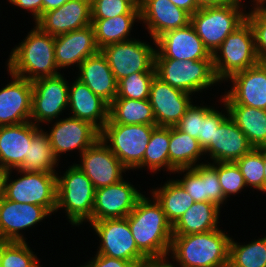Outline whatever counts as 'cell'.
I'll return each mask as SVG.
<instances>
[{
	"mask_svg": "<svg viewBox=\"0 0 266 267\" xmlns=\"http://www.w3.org/2000/svg\"><path fill=\"white\" fill-rule=\"evenodd\" d=\"M220 267H240V266L236 265L233 261H231L228 258Z\"/></svg>",
	"mask_w": 266,
	"mask_h": 267,
	"instance_id": "9f6ffc18",
	"label": "cell"
},
{
	"mask_svg": "<svg viewBox=\"0 0 266 267\" xmlns=\"http://www.w3.org/2000/svg\"><path fill=\"white\" fill-rule=\"evenodd\" d=\"M92 19H109L119 15H140L133 0H91Z\"/></svg>",
	"mask_w": 266,
	"mask_h": 267,
	"instance_id": "b9f144b4",
	"label": "cell"
},
{
	"mask_svg": "<svg viewBox=\"0 0 266 267\" xmlns=\"http://www.w3.org/2000/svg\"><path fill=\"white\" fill-rule=\"evenodd\" d=\"M229 117L246 135L253 148L266 146V110L226 104Z\"/></svg>",
	"mask_w": 266,
	"mask_h": 267,
	"instance_id": "1f68e13d",
	"label": "cell"
},
{
	"mask_svg": "<svg viewBox=\"0 0 266 267\" xmlns=\"http://www.w3.org/2000/svg\"><path fill=\"white\" fill-rule=\"evenodd\" d=\"M200 7L226 5L234 0H197Z\"/></svg>",
	"mask_w": 266,
	"mask_h": 267,
	"instance_id": "816d5d0a",
	"label": "cell"
},
{
	"mask_svg": "<svg viewBox=\"0 0 266 267\" xmlns=\"http://www.w3.org/2000/svg\"><path fill=\"white\" fill-rule=\"evenodd\" d=\"M169 144L170 127L157 126L148 142L143 161L142 170H149L155 175L161 170L169 175Z\"/></svg>",
	"mask_w": 266,
	"mask_h": 267,
	"instance_id": "d590c367",
	"label": "cell"
},
{
	"mask_svg": "<svg viewBox=\"0 0 266 267\" xmlns=\"http://www.w3.org/2000/svg\"><path fill=\"white\" fill-rule=\"evenodd\" d=\"M156 72H135L117 82V96L135 100L149 99L150 88Z\"/></svg>",
	"mask_w": 266,
	"mask_h": 267,
	"instance_id": "ab89813d",
	"label": "cell"
},
{
	"mask_svg": "<svg viewBox=\"0 0 266 267\" xmlns=\"http://www.w3.org/2000/svg\"><path fill=\"white\" fill-rule=\"evenodd\" d=\"M155 71L156 76L170 86L201 98L200 93L211 91L214 86L220 87L221 84L216 78L212 59L184 61L155 58Z\"/></svg>",
	"mask_w": 266,
	"mask_h": 267,
	"instance_id": "52a82bcc",
	"label": "cell"
},
{
	"mask_svg": "<svg viewBox=\"0 0 266 267\" xmlns=\"http://www.w3.org/2000/svg\"><path fill=\"white\" fill-rule=\"evenodd\" d=\"M72 164L68 169L56 172L55 213L61 214L59 210H62L71 227H82L83 223L85 226L86 223L89 225L92 222L96 189L85 173Z\"/></svg>",
	"mask_w": 266,
	"mask_h": 267,
	"instance_id": "277c9868",
	"label": "cell"
},
{
	"mask_svg": "<svg viewBox=\"0 0 266 267\" xmlns=\"http://www.w3.org/2000/svg\"><path fill=\"white\" fill-rule=\"evenodd\" d=\"M253 146L248 141L246 135L228 117L215 130L214 142L204 150L206 163L214 162H236L246 153L251 151ZM209 160V161H208Z\"/></svg>",
	"mask_w": 266,
	"mask_h": 267,
	"instance_id": "484cf974",
	"label": "cell"
},
{
	"mask_svg": "<svg viewBox=\"0 0 266 267\" xmlns=\"http://www.w3.org/2000/svg\"><path fill=\"white\" fill-rule=\"evenodd\" d=\"M192 96L155 76L150 88L149 101L156 119V126H176L195 100Z\"/></svg>",
	"mask_w": 266,
	"mask_h": 267,
	"instance_id": "ac0fdd59",
	"label": "cell"
},
{
	"mask_svg": "<svg viewBox=\"0 0 266 267\" xmlns=\"http://www.w3.org/2000/svg\"><path fill=\"white\" fill-rule=\"evenodd\" d=\"M216 171L223 195L227 200L231 196L241 193L247 186L239 167L235 162H214L209 163ZM229 198V199H228Z\"/></svg>",
	"mask_w": 266,
	"mask_h": 267,
	"instance_id": "60d3db41",
	"label": "cell"
},
{
	"mask_svg": "<svg viewBox=\"0 0 266 267\" xmlns=\"http://www.w3.org/2000/svg\"><path fill=\"white\" fill-rule=\"evenodd\" d=\"M163 183L161 182V185L156 188L155 186L150 188L147 195H152L156 199L173 226L193 205L194 200L174 178L169 176Z\"/></svg>",
	"mask_w": 266,
	"mask_h": 267,
	"instance_id": "4dcf8cb0",
	"label": "cell"
},
{
	"mask_svg": "<svg viewBox=\"0 0 266 267\" xmlns=\"http://www.w3.org/2000/svg\"><path fill=\"white\" fill-rule=\"evenodd\" d=\"M156 125L106 123L100 139L124 167L133 173L142 169L143 157ZM135 170V171H134Z\"/></svg>",
	"mask_w": 266,
	"mask_h": 267,
	"instance_id": "9c48e42d",
	"label": "cell"
},
{
	"mask_svg": "<svg viewBox=\"0 0 266 267\" xmlns=\"http://www.w3.org/2000/svg\"><path fill=\"white\" fill-rule=\"evenodd\" d=\"M89 224L94 235L99 237L97 254L131 261L138 266L149 261L138 250L126 218L92 221Z\"/></svg>",
	"mask_w": 266,
	"mask_h": 267,
	"instance_id": "8fae6325",
	"label": "cell"
},
{
	"mask_svg": "<svg viewBox=\"0 0 266 267\" xmlns=\"http://www.w3.org/2000/svg\"><path fill=\"white\" fill-rule=\"evenodd\" d=\"M41 128L30 121L0 126V166L7 171L17 169L28 159L32 137Z\"/></svg>",
	"mask_w": 266,
	"mask_h": 267,
	"instance_id": "4316f807",
	"label": "cell"
},
{
	"mask_svg": "<svg viewBox=\"0 0 266 267\" xmlns=\"http://www.w3.org/2000/svg\"><path fill=\"white\" fill-rule=\"evenodd\" d=\"M6 73L11 80L0 89V126L26 123L31 119L32 82Z\"/></svg>",
	"mask_w": 266,
	"mask_h": 267,
	"instance_id": "7402d4cb",
	"label": "cell"
},
{
	"mask_svg": "<svg viewBox=\"0 0 266 267\" xmlns=\"http://www.w3.org/2000/svg\"><path fill=\"white\" fill-rule=\"evenodd\" d=\"M149 39L150 42H146L133 38L100 49L117 82L135 72H156V40Z\"/></svg>",
	"mask_w": 266,
	"mask_h": 267,
	"instance_id": "30bf717a",
	"label": "cell"
},
{
	"mask_svg": "<svg viewBox=\"0 0 266 267\" xmlns=\"http://www.w3.org/2000/svg\"><path fill=\"white\" fill-rule=\"evenodd\" d=\"M46 125L49 127L48 131L42 128L50 138L51 147L59 161L63 155L77 151V154L79 153L77 156H80L100 138V131L90 122L69 115L48 122Z\"/></svg>",
	"mask_w": 266,
	"mask_h": 267,
	"instance_id": "4fadbf2b",
	"label": "cell"
},
{
	"mask_svg": "<svg viewBox=\"0 0 266 267\" xmlns=\"http://www.w3.org/2000/svg\"><path fill=\"white\" fill-rule=\"evenodd\" d=\"M204 163H206L205 154L198 139L192 138L187 133L180 131L176 126L170 127V176L176 169L193 168Z\"/></svg>",
	"mask_w": 266,
	"mask_h": 267,
	"instance_id": "f546056e",
	"label": "cell"
},
{
	"mask_svg": "<svg viewBox=\"0 0 266 267\" xmlns=\"http://www.w3.org/2000/svg\"><path fill=\"white\" fill-rule=\"evenodd\" d=\"M98 48L92 25L55 36V62L58 69L76 67L88 57L97 54Z\"/></svg>",
	"mask_w": 266,
	"mask_h": 267,
	"instance_id": "603a6c76",
	"label": "cell"
},
{
	"mask_svg": "<svg viewBox=\"0 0 266 267\" xmlns=\"http://www.w3.org/2000/svg\"><path fill=\"white\" fill-rule=\"evenodd\" d=\"M138 6L142 3L143 0H133Z\"/></svg>",
	"mask_w": 266,
	"mask_h": 267,
	"instance_id": "6f0895ef",
	"label": "cell"
},
{
	"mask_svg": "<svg viewBox=\"0 0 266 267\" xmlns=\"http://www.w3.org/2000/svg\"><path fill=\"white\" fill-rule=\"evenodd\" d=\"M244 4V0H234L226 5L201 7L191 15L190 23L211 54L246 20L249 5Z\"/></svg>",
	"mask_w": 266,
	"mask_h": 267,
	"instance_id": "5b68a950",
	"label": "cell"
},
{
	"mask_svg": "<svg viewBox=\"0 0 266 267\" xmlns=\"http://www.w3.org/2000/svg\"><path fill=\"white\" fill-rule=\"evenodd\" d=\"M23 40L11 49L5 62L9 73L34 81L61 73L55 62V37L43 32L37 25Z\"/></svg>",
	"mask_w": 266,
	"mask_h": 267,
	"instance_id": "7a4b0ae2",
	"label": "cell"
},
{
	"mask_svg": "<svg viewBox=\"0 0 266 267\" xmlns=\"http://www.w3.org/2000/svg\"><path fill=\"white\" fill-rule=\"evenodd\" d=\"M32 249L28 242L1 240L0 267H43Z\"/></svg>",
	"mask_w": 266,
	"mask_h": 267,
	"instance_id": "74e56055",
	"label": "cell"
},
{
	"mask_svg": "<svg viewBox=\"0 0 266 267\" xmlns=\"http://www.w3.org/2000/svg\"><path fill=\"white\" fill-rule=\"evenodd\" d=\"M226 232L219 228L204 233L173 235L167 260L174 267H220L229 258L232 236Z\"/></svg>",
	"mask_w": 266,
	"mask_h": 267,
	"instance_id": "3957f363",
	"label": "cell"
},
{
	"mask_svg": "<svg viewBox=\"0 0 266 267\" xmlns=\"http://www.w3.org/2000/svg\"><path fill=\"white\" fill-rule=\"evenodd\" d=\"M246 19L252 26L255 48L261 63L266 62V13L261 8L248 7Z\"/></svg>",
	"mask_w": 266,
	"mask_h": 267,
	"instance_id": "f6af8a7d",
	"label": "cell"
},
{
	"mask_svg": "<svg viewBox=\"0 0 266 267\" xmlns=\"http://www.w3.org/2000/svg\"><path fill=\"white\" fill-rule=\"evenodd\" d=\"M213 107L214 105H207L204 101L200 105L193 101L176 127L192 138L198 139L201 146V120Z\"/></svg>",
	"mask_w": 266,
	"mask_h": 267,
	"instance_id": "7bdbcfd3",
	"label": "cell"
},
{
	"mask_svg": "<svg viewBox=\"0 0 266 267\" xmlns=\"http://www.w3.org/2000/svg\"><path fill=\"white\" fill-rule=\"evenodd\" d=\"M251 1V3L249 2ZM247 1L252 8H260L262 5L266 4V0H249Z\"/></svg>",
	"mask_w": 266,
	"mask_h": 267,
	"instance_id": "db71d44e",
	"label": "cell"
},
{
	"mask_svg": "<svg viewBox=\"0 0 266 267\" xmlns=\"http://www.w3.org/2000/svg\"><path fill=\"white\" fill-rule=\"evenodd\" d=\"M266 13V4L260 7Z\"/></svg>",
	"mask_w": 266,
	"mask_h": 267,
	"instance_id": "680465c9",
	"label": "cell"
},
{
	"mask_svg": "<svg viewBox=\"0 0 266 267\" xmlns=\"http://www.w3.org/2000/svg\"><path fill=\"white\" fill-rule=\"evenodd\" d=\"M91 22V0H69L59 8L44 12L33 24L55 37L87 27Z\"/></svg>",
	"mask_w": 266,
	"mask_h": 267,
	"instance_id": "44dd1931",
	"label": "cell"
},
{
	"mask_svg": "<svg viewBox=\"0 0 266 267\" xmlns=\"http://www.w3.org/2000/svg\"><path fill=\"white\" fill-rule=\"evenodd\" d=\"M138 267H174L167 259L165 260H150L142 263Z\"/></svg>",
	"mask_w": 266,
	"mask_h": 267,
	"instance_id": "f907efd6",
	"label": "cell"
},
{
	"mask_svg": "<svg viewBox=\"0 0 266 267\" xmlns=\"http://www.w3.org/2000/svg\"><path fill=\"white\" fill-rule=\"evenodd\" d=\"M248 188L264 193V147L253 148L236 162Z\"/></svg>",
	"mask_w": 266,
	"mask_h": 267,
	"instance_id": "f35d334b",
	"label": "cell"
},
{
	"mask_svg": "<svg viewBox=\"0 0 266 267\" xmlns=\"http://www.w3.org/2000/svg\"><path fill=\"white\" fill-rule=\"evenodd\" d=\"M221 210L212 202H194L173 225V235L204 233L221 228Z\"/></svg>",
	"mask_w": 266,
	"mask_h": 267,
	"instance_id": "f1b7e54d",
	"label": "cell"
},
{
	"mask_svg": "<svg viewBox=\"0 0 266 267\" xmlns=\"http://www.w3.org/2000/svg\"><path fill=\"white\" fill-rule=\"evenodd\" d=\"M175 6L185 10L190 15H193L199 8L197 0H169Z\"/></svg>",
	"mask_w": 266,
	"mask_h": 267,
	"instance_id": "c3c4849f",
	"label": "cell"
},
{
	"mask_svg": "<svg viewBox=\"0 0 266 267\" xmlns=\"http://www.w3.org/2000/svg\"><path fill=\"white\" fill-rule=\"evenodd\" d=\"M14 173H16L15 176L12 175ZM56 194V173L23 171L19 169L8 170L6 173L3 196L10 201L40 205L54 215Z\"/></svg>",
	"mask_w": 266,
	"mask_h": 267,
	"instance_id": "ba28073f",
	"label": "cell"
},
{
	"mask_svg": "<svg viewBox=\"0 0 266 267\" xmlns=\"http://www.w3.org/2000/svg\"><path fill=\"white\" fill-rule=\"evenodd\" d=\"M140 18L149 37L156 40L163 33L187 26L191 15L175 6L169 0H143L140 4Z\"/></svg>",
	"mask_w": 266,
	"mask_h": 267,
	"instance_id": "cb8c5ba5",
	"label": "cell"
},
{
	"mask_svg": "<svg viewBox=\"0 0 266 267\" xmlns=\"http://www.w3.org/2000/svg\"><path fill=\"white\" fill-rule=\"evenodd\" d=\"M264 194L266 195V146L264 147Z\"/></svg>",
	"mask_w": 266,
	"mask_h": 267,
	"instance_id": "11a10c76",
	"label": "cell"
},
{
	"mask_svg": "<svg viewBox=\"0 0 266 267\" xmlns=\"http://www.w3.org/2000/svg\"><path fill=\"white\" fill-rule=\"evenodd\" d=\"M59 160L51 147L50 138L41 128L31 140L28 150V159L17 168L23 171L56 173L59 169ZM58 168V169H57Z\"/></svg>",
	"mask_w": 266,
	"mask_h": 267,
	"instance_id": "e575fe53",
	"label": "cell"
},
{
	"mask_svg": "<svg viewBox=\"0 0 266 267\" xmlns=\"http://www.w3.org/2000/svg\"><path fill=\"white\" fill-rule=\"evenodd\" d=\"M6 173H7V170L0 166V198L4 194V180H5Z\"/></svg>",
	"mask_w": 266,
	"mask_h": 267,
	"instance_id": "f5cc1de1",
	"label": "cell"
},
{
	"mask_svg": "<svg viewBox=\"0 0 266 267\" xmlns=\"http://www.w3.org/2000/svg\"><path fill=\"white\" fill-rule=\"evenodd\" d=\"M216 78L225 84L232 75L244 71L260 61L255 48V36L246 19L212 54Z\"/></svg>",
	"mask_w": 266,
	"mask_h": 267,
	"instance_id": "8992f818",
	"label": "cell"
},
{
	"mask_svg": "<svg viewBox=\"0 0 266 267\" xmlns=\"http://www.w3.org/2000/svg\"><path fill=\"white\" fill-rule=\"evenodd\" d=\"M155 58L197 61L212 59V54L189 23L185 27L169 30L156 39Z\"/></svg>",
	"mask_w": 266,
	"mask_h": 267,
	"instance_id": "ffe728a7",
	"label": "cell"
},
{
	"mask_svg": "<svg viewBox=\"0 0 266 267\" xmlns=\"http://www.w3.org/2000/svg\"><path fill=\"white\" fill-rule=\"evenodd\" d=\"M141 22L140 15H119L109 19H92L95 41L99 49L123 41L135 38L133 27ZM132 36V37H131Z\"/></svg>",
	"mask_w": 266,
	"mask_h": 267,
	"instance_id": "d6a6232c",
	"label": "cell"
},
{
	"mask_svg": "<svg viewBox=\"0 0 266 267\" xmlns=\"http://www.w3.org/2000/svg\"><path fill=\"white\" fill-rule=\"evenodd\" d=\"M225 83L230 84L226 85L227 87L231 86L220 96L225 104L245 105L266 110V65L264 63L259 62L244 71L235 73Z\"/></svg>",
	"mask_w": 266,
	"mask_h": 267,
	"instance_id": "2e32d148",
	"label": "cell"
},
{
	"mask_svg": "<svg viewBox=\"0 0 266 267\" xmlns=\"http://www.w3.org/2000/svg\"><path fill=\"white\" fill-rule=\"evenodd\" d=\"M77 70L75 77L86 84L95 95L100 96L108 104L115 99L117 81L101 51L86 58Z\"/></svg>",
	"mask_w": 266,
	"mask_h": 267,
	"instance_id": "83f0119b",
	"label": "cell"
},
{
	"mask_svg": "<svg viewBox=\"0 0 266 267\" xmlns=\"http://www.w3.org/2000/svg\"><path fill=\"white\" fill-rule=\"evenodd\" d=\"M220 109L215 106L201 120V148L205 150L211 142H214L215 130L229 117L228 108L224 101L219 97ZM222 109V110H221ZM221 110V111H220Z\"/></svg>",
	"mask_w": 266,
	"mask_h": 267,
	"instance_id": "ee69618b",
	"label": "cell"
},
{
	"mask_svg": "<svg viewBox=\"0 0 266 267\" xmlns=\"http://www.w3.org/2000/svg\"><path fill=\"white\" fill-rule=\"evenodd\" d=\"M174 174H177V178L174 176L173 178L194 202H212L222 209L229 201L223 195L217 171L209 163L196 165L193 168L176 169Z\"/></svg>",
	"mask_w": 266,
	"mask_h": 267,
	"instance_id": "d6986e66",
	"label": "cell"
},
{
	"mask_svg": "<svg viewBox=\"0 0 266 267\" xmlns=\"http://www.w3.org/2000/svg\"><path fill=\"white\" fill-rule=\"evenodd\" d=\"M76 267H138L134 262L116 259L105 255L95 253L87 262Z\"/></svg>",
	"mask_w": 266,
	"mask_h": 267,
	"instance_id": "bcb514c9",
	"label": "cell"
},
{
	"mask_svg": "<svg viewBox=\"0 0 266 267\" xmlns=\"http://www.w3.org/2000/svg\"><path fill=\"white\" fill-rule=\"evenodd\" d=\"M66 78V79H65ZM62 73L32 81V111L30 122L41 127L59 119L68 111L69 82Z\"/></svg>",
	"mask_w": 266,
	"mask_h": 267,
	"instance_id": "7c38bea8",
	"label": "cell"
},
{
	"mask_svg": "<svg viewBox=\"0 0 266 267\" xmlns=\"http://www.w3.org/2000/svg\"><path fill=\"white\" fill-rule=\"evenodd\" d=\"M16 9L25 10L26 13H30L32 21L35 23L43 14V0H6Z\"/></svg>",
	"mask_w": 266,
	"mask_h": 267,
	"instance_id": "7dc6e473",
	"label": "cell"
},
{
	"mask_svg": "<svg viewBox=\"0 0 266 267\" xmlns=\"http://www.w3.org/2000/svg\"><path fill=\"white\" fill-rule=\"evenodd\" d=\"M51 217L52 214L45 207L10 201L2 196L0 198V240L27 242L28 238L24 231L35 228L38 223H43L45 219Z\"/></svg>",
	"mask_w": 266,
	"mask_h": 267,
	"instance_id": "5bb4252c",
	"label": "cell"
},
{
	"mask_svg": "<svg viewBox=\"0 0 266 267\" xmlns=\"http://www.w3.org/2000/svg\"><path fill=\"white\" fill-rule=\"evenodd\" d=\"M248 243L237 242L233 236L229 245V259L240 267H266V235Z\"/></svg>",
	"mask_w": 266,
	"mask_h": 267,
	"instance_id": "8d00e7d4",
	"label": "cell"
},
{
	"mask_svg": "<svg viewBox=\"0 0 266 267\" xmlns=\"http://www.w3.org/2000/svg\"><path fill=\"white\" fill-rule=\"evenodd\" d=\"M73 78L75 80L69 84L68 89V113L65 114L88 121L101 131L109 120V104L95 95L86 84Z\"/></svg>",
	"mask_w": 266,
	"mask_h": 267,
	"instance_id": "d4e9b609",
	"label": "cell"
},
{
	"mask_svg": "<svg viewBox=\"0 0 266 267\" xmlns=\"http://www.w3.org/2000/svg\"><path fill=\"white\" fill-rule=\"evenodd\" d=\"M69 0H43V13L52 9L59 8Z\"/></svg>",
	"mask_w": 266,
	"mask_h": 267,
	"instance_id": "681fc988",
	"label": "cell"
},
{
	"mask_svg": "<svg viewBox=\"0 0 266 267\" xmlns=\"http://www.w3.org/2000/svg\"><path fill=\"white\" fill-rule=\"evenodd\" d=\"M77 162L74 164L92 181L95 189L117 183L124 176L126 178V172L129 173L100 138L79 156Z\"/></svg>",
	"mask_w": 266,
	"mask_h": 267,
	"instance_id": "9a60e30c",
	"label": "cell"
},
{
	"mask_svg": "<svg viewBox=\"0 0 266 267\" xmlns=\"http://www.w3.org/2000/svg\"><path fill=\"white\" fill-rule=\"evenodd\" d=\"M0 257H1V240H0Z\"/></svg>",
	"mask_w": 266,
	"mask_h": 267,
	"instance_id": "91938a15",
	"label": "cell"
},
{
	"mask_svg": "<svg viewBox=\"0 0 266 267\" xmlns=\"http://www.w3.org/2000/svg\"><path fill=\"white\" fill-rule=\"evenodd\" d=\"M146 193L126 217L138 250L150 260H165L173 237V226L161 205Z\"/></svg>",
	"mask_w": 266,
	"mask_h": 267,
	"instance_id": "6da1fadb",
	"label": "cell"
},
{
	"mask_svg": "<svg viewBox=\"0 0 266 267\" xmlns=\"http://www.w3.org/2000/svg\"><path fill=\"white\" fill-rule=\"evenodd\" d=\"M127 178L106 187L96 189L92 221L126 218L144 195Z\"/></svg>",
	"mask_w": 266,
	"mask_h": 267,
	"instance_id": "e0dca14e",
	"label": "cell"
},
{
	"mask_svg": "<svg viewBox=\"0 0 266 267\" xmlns=\"http://www.w3.org/2000/svg\"><path fill=\"white\" fill-rule=\"evenodd\" d=\"M107 123L156 125V119L149 99L115 98L109 104Z\"/></svg>",
	"mask_w": 266,
	"mask_h": 267,
	"instance_id": "836d02e7",
	"label": "cell"
}]
</instances>
